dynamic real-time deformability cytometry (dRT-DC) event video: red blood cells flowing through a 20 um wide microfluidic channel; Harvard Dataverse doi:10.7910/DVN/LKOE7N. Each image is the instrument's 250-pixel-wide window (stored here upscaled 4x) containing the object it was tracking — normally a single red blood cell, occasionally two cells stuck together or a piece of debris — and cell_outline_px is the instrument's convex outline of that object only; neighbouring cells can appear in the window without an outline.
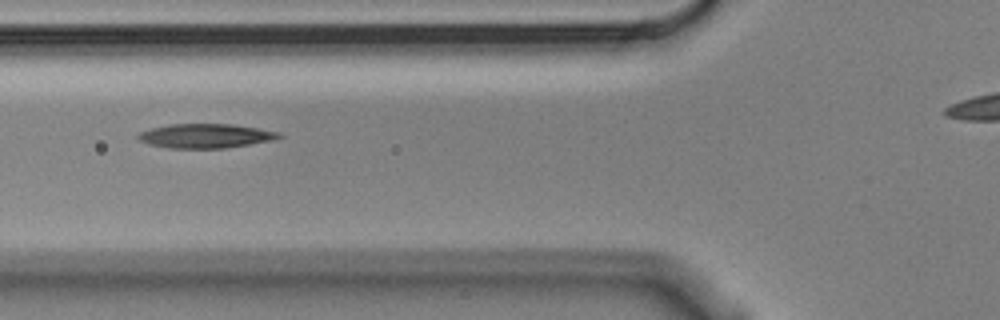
{"species": "Egyptian fruit bat (a non-hibernating species)", "species_latin": "Rousettus aegyptiacus", "temperature_condition": "cold", "stored_images_in_passage": 11, "camera_frame_rate_fps": 3000, "um_per_image_px": 0.085, "animal": {"sex": "male"}, "frame": {"image": 1, "passage_image": 2, "time_ms": 0.333, "image_size_px": [1000, 320], "cell_outline_px": [[284, 136], [272, 140], [224, 148], [168, 148], [148, 144], [140, 140], [136, 136], [140, 132], [152, 128], [168, 124], [232, 124], [280, 132]], "centroid_in_image_um": [17.45, 11.55], "position_along_channel_um": 108.3, "area_um2": 19.77}}
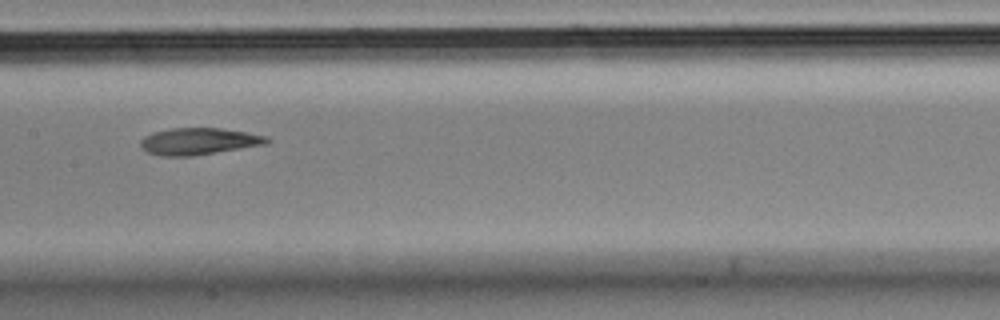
{"frame": {"image": 2, "passage_image": 4, "time_ms": 1.0, "image_size_px": [1000, 320], "cell_outline_px": [[272, 140], [268, 144], [192, 156], [160, 156], [148, 152], [140, 148], [140, 140], [144, 136], [152, 132], [172, 128], [220, 128], [268, 136]], "centroid_in_image_um": [16.89, 12.01], "position_along_channel_um": 190.5, "area_um2": 19.88}}
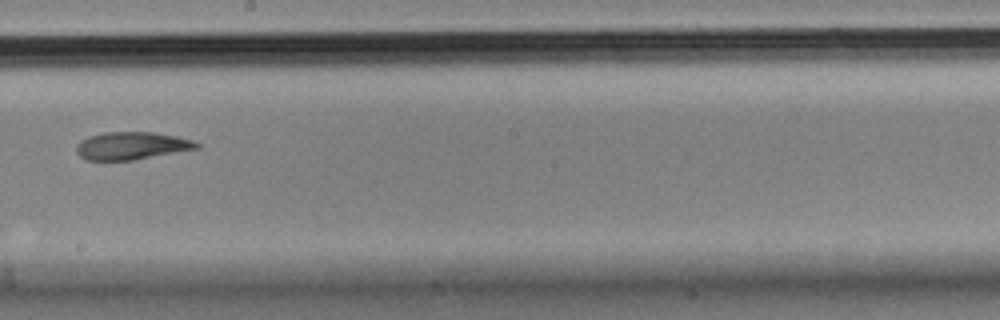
{"frame": {"image": 3, "passage_image": 5, "time_ms": 1.333, "image_size_px": [1000, 320], "cell_outline_px": [[200, 148], [132, 160], [84, 160], [76, 152], [76, 144], [80, 140], [88, 136], [104, 132], [156, 132], [180, 136], [192, 140], [200, 144]], "centroid_in_image_um": [11.18, 12.38], "position_along_channel_um": 237.0, "area_um2": 19.59}}